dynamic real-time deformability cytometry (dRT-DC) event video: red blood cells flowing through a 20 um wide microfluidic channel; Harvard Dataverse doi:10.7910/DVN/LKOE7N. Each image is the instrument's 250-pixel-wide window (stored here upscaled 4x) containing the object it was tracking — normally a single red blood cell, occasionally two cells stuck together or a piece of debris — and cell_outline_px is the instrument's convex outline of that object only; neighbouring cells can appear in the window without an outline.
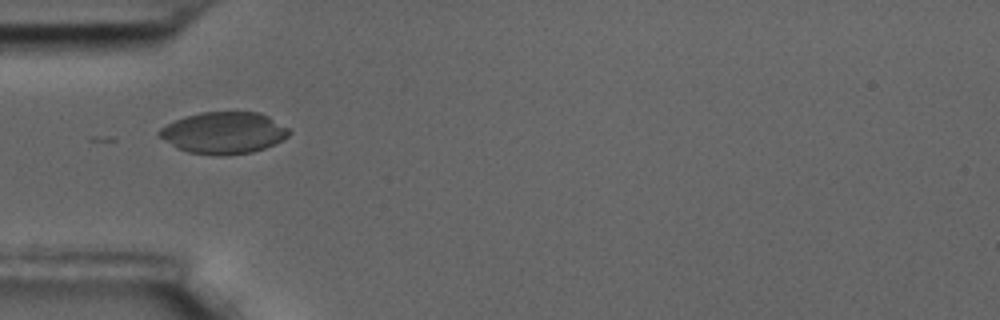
{"species": "common noctule bat (a hibernating species)", "species_latin": "Nyctalus noctula", "temperature_condition": "room temperature", "stored_images_in_passage": 7, "camera_frame_rate_fps": 3000, "um_per_image_px": 0.085, "animal": {"sex": "male", "body_mass_g": 17.5, "forearm_length_mm": 52.3}, "frame": {"image": 1, "passage_image": 3, "time_ms": 0.667, "image_size_px": [1000, 320], "cell_outline_px": [[292, 132], [284, 140], [276, 144], [252, 152], [228, 156], [212, 156], [188, 152], [176, 148], [156, 136], [156, 132], [160, 128], [184, 116], [200, 112], [260, 112], [268, 116], [288, 128]], "centroid_in_image_um": [19.0, 11.31], "position_along_channel_um": 66.0, "area_um2": 32.08}}
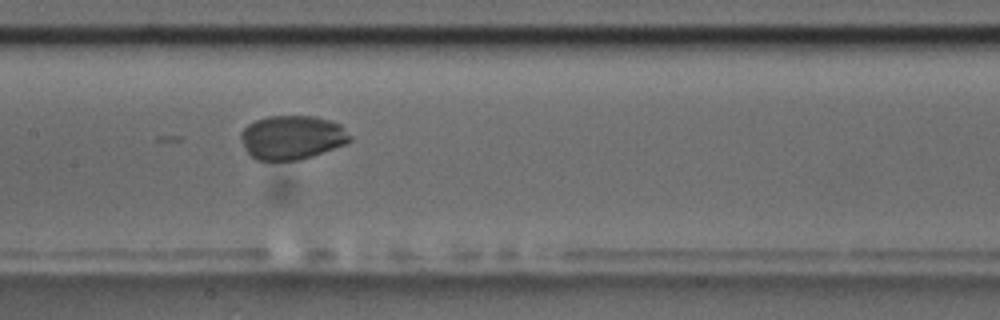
{"frame": {"image": 2, "passage_image": 6, "time_ms": 1.667, "image_size_px": [1000, 320], "cell_outline_px": [[352, 140], [344, 144], [312, 156], [300, 160], [256, 160], [248, 152], [240, 136], [240, 132], [248, 124], [256, 120], [268, 116], [312, 116], [332, 120], [340, 124], [352, 136]], "centroid_in_image_um": [24.84, 11.67], "position_along_channel_um": 182.6, "area_um2": 27.86}}
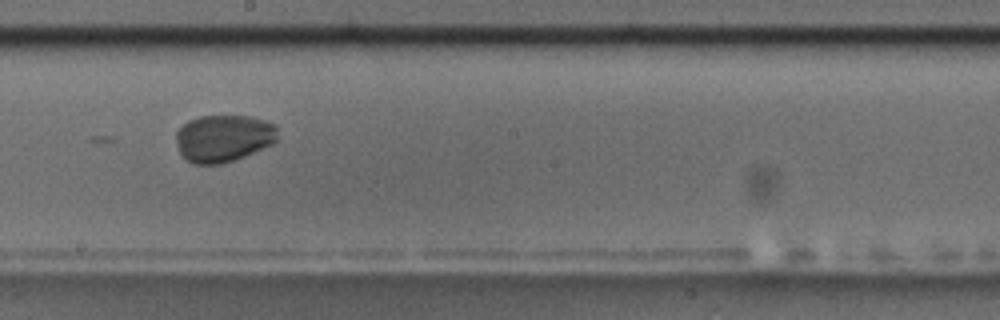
{"frame": {"image": 3, "passage_image": 7, "time_ms": 2.0, "image_size_px": [1000, 320], "cell_outline_px": [[276, 140], [272, 144], [244, 156], [220, 164], [192, 164], [184, 160], [180, 152], [176, 140], [176, 132], [188, 120], [200, 116], [248, 116], [264, 120], [276, 124]], "centroid_in_image_um": [18.97, 11.75], "position_along_channel_um": 229.2, "area_um2": 27.86}}